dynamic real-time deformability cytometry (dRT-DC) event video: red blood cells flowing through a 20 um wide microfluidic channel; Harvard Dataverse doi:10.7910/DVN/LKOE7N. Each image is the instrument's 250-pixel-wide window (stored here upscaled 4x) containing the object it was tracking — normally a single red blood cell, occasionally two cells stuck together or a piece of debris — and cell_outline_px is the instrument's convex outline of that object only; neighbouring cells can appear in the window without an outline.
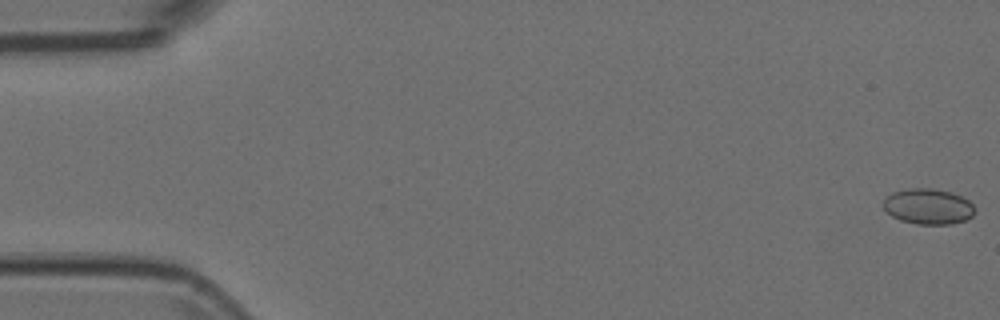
{"species": "Egyptian fruit bat (a non-hibernating species)", "species_latin": "Rousettus aegyptiacus", "temperature_condition": "room temperature", "stored_images_in_passage": 54, "camera_frame_rate_fps": 3000, "um_per_image_px": 0.085, "animal": {"sex": "female"}, "frame": {"image": 1, "passage_image": 1, "time_ms": 0.0, "image_size_px": [1000, 320], "cell_outline_px": [[976, 208], [972, 216], [964, 220], [952, 224], [916, 224], [900, 220], [892, 216], [884, 208], [884, 196], [892, 192], [908, 188], [932, 188], [952, 192], [968, 200]], "centroid_in_image_um": [78.88, 17.54], "position_along_channel_um": 6.1, "area_um2": 19.07}}
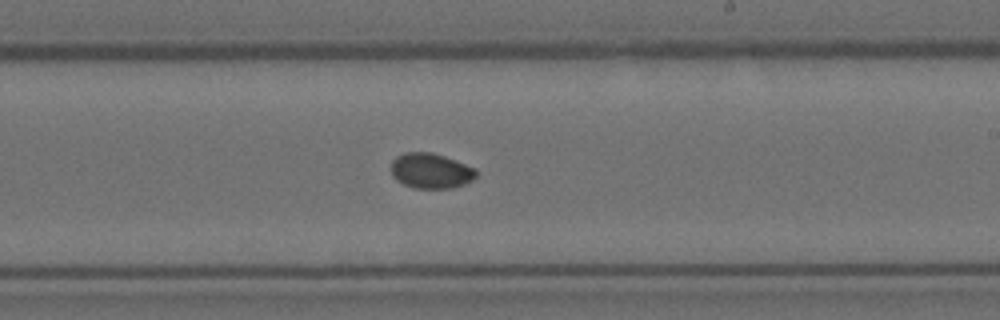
{"frame": {"image": 2, "passage_image": 32, "time_ms": 10.333, "image_size_px": [1000, 320], "cell_outline_px": [[476, 176], [472, 180], [464, 184], [452, 188], [412, 188], [396, 180], [392, 176], [392, 160], [396, 156], [404, 152], [432, 152], [444, 156], [476, 168]], "centroid_in_image_um": [36.6, 14.52], "position_along_channel_um": 252.4, "area_um2": 17.51}}
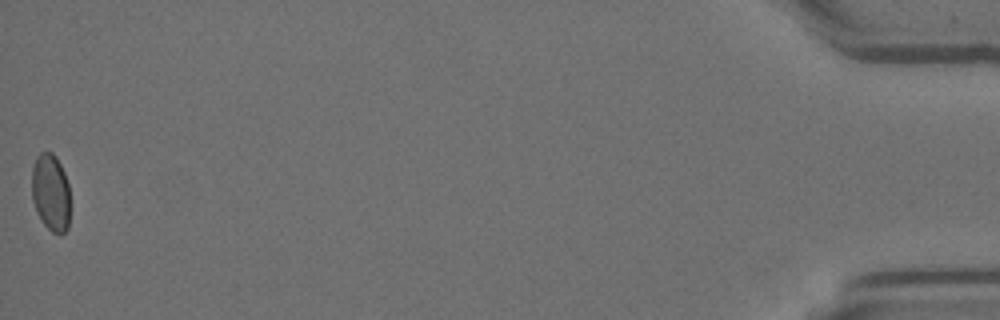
{"frame": {"image": 3, "passage_image": 54, "time_ms": 17.667, "image_size_px": [1000, 320], "cell_outline_px": [[68, 228], [60, 236], [52, 232], [44, 224], [32, 200], [32, 168], [36, 156], [40, 152], [52, 152], [56, 156], [64, 172], [68, 184]], "centroid_in_image_um": [4.3, 16.34], "position_along_channel_um": 430.9, "area_um2": 17.11}}